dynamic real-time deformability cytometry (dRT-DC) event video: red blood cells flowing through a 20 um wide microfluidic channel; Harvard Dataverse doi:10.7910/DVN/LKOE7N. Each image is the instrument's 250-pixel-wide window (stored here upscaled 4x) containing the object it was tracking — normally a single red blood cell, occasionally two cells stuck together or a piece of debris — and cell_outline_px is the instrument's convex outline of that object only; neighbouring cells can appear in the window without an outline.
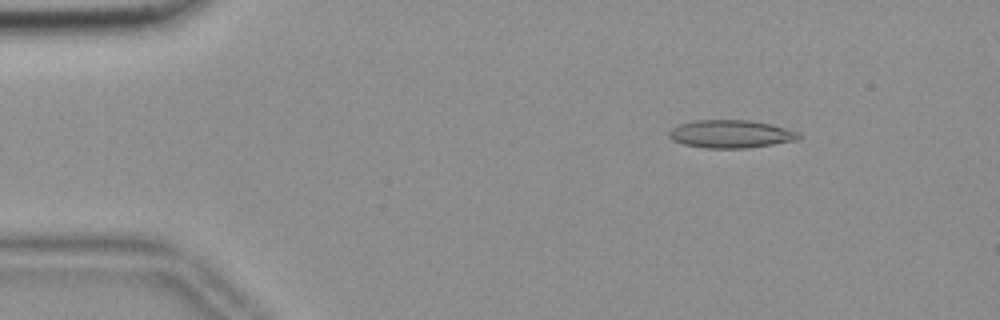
{"species": "common noctule bat (a hibernating species)", "species_latin": "Nyctalus noctula", "temperature_condition": "room temperature", "stored_images_in_passage": 25, "camera_frame_rate_fps": 3000, "um_per_image_px": 0.085, "animal": {"sex": "female", "body_mass_g": 18.4}, "frame": {"image": 1, "passage_image": 8, "time_ms": 2.333, "image_size_px": [1000, 320], "cell_outline_px": [[804, 136], [800, 140], [748, 148], [708, 148], [684, 144], [672, 140], [668, 136], [668, 132], [672, 128], [680, 124], [692, 120], [752, 120], [772, 124], [800, 132]], "centroid_in_image_um": [62.18, 11.38], "position_along_channel_um": 22.8, "area_um2": 21.44}}
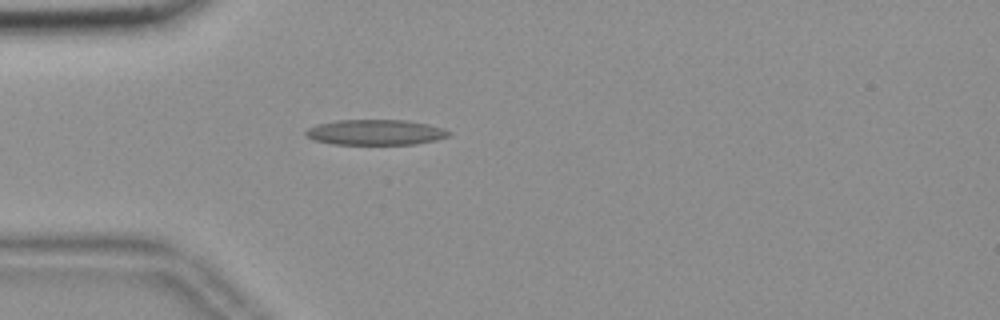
{"frame": {"image": 2, "passage_image": 16, "time_ms": 5.0, "image_size_px": [1000, 320], "cell_outline_px": [[452, 132], [448, 136], [436, 140], [416, 144], [332, 144], [312, 140], [304, 136], [304, 132], [308, 128], [316, 124], [336, 120], [404, 120], [428, 124], [444, 128]], "centroid_in_image_um": [31.88, 11.24], "position_along_channel_um": 53.1, "area_um2": 21.39}}